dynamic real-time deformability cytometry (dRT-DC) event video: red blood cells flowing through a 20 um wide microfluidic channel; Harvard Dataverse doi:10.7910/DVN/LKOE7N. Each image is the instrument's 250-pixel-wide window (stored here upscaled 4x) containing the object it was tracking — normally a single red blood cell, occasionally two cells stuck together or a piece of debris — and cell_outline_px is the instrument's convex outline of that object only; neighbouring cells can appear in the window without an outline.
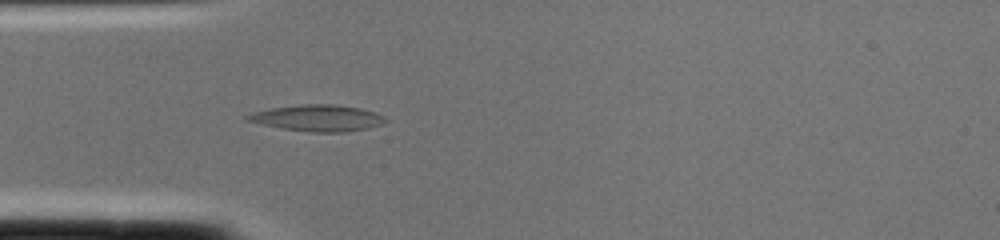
{"species": "common noctule bat (a hibernating species)", "species_latin": "Nyctalus noctula", "temperature_condition": "cold", "stored_images_in_passage": 3, "camera_frame_rate_fps": 3000, "um_per_image_px": 0.085, "animal": {"sex": "female", "body_mass_g": 22.0, "forearm_length_mm": 56.7}, "frame": {"image": 1, "passage_image": 2, "time_ms": 0.333, "image_size_px": [1000, 240], "cell_outline_px": [[388, 120], [384, 124], [368, 128], [344, 132], [308, 132], [280, 128], [244, 120], [244, 116], [256, 112], [272, 108], [300, 104], [336, 104], [360, 108], [376, 112], [384, 116]], "centroid_in_image_um": [27.04, 10.03], "position_along_channel_um": 58.0, "area_um2": 21.33}}